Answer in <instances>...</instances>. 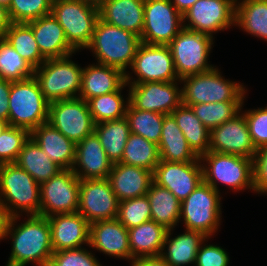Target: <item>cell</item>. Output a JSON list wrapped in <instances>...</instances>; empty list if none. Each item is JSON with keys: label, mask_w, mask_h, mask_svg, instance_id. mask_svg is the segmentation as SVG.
<instances>
[{"label": "cell", "mask_w": 267, "mask_h": 266, "mask_svg": "<svg viewBox=\"0 0 267 266\" xmlns=\"http://www.w3.org/2000/svg\"><path fill=\"white\" fill-rule=\"evenodd\" d=\"M217 68L204 73L186 76L180 79L182 104L185 106L200 103L243 102V85L225 80Z\"/></svg>", "instance_id": "obj_6"}, {"label": "cell", "mask_w": 267, "mask_h": 266, "mask_svg": "<svg viewBox=\"0 0 267 266\" xmlns=\"http://www.w3.org/2000/svg\"><path fill=\"white\" fill-rule=\"evenodd\" d=\"M30 137L61 169H72L75 163L76 143L65 137L48 122L35 128Z\"/></svg>", "instance_id": "obj_26"}, {"label": "cell", "mask_w": 267, "mask_h": 266, "mask_svg": "<svg viewBox=\"0 0 267 266\" xmlns=\"http://www.w3.org/2000/svg\"><path fill=\"white\" fill-rule=\"evenodd\" d=\"M89 245L107 255L134 260L129 246L128 229L117 218L91 223Z\"/></svg>", "instance_id": "obj_22"}, {"label": "cell", "mask_w": 267, "mask_h": 266, "mask_svg": "<svg viewBox=\"0 0 267 266\" xmlns=\"http://www.w3.org/2000/svg\"><path fill=\"white\" fill-rule=\"evenodd\" d=\"M29 138V131L8 126L0 135V164L15 163L19 152Z\"/></svg>", "instance_id": "obj_44"}, {"label": "cell", "mask_w": 267, "mask_h": 266, "mask_svg": "<svg viewBox=\"0 0 267 266\" xmlns=\"http://www.w3.org/2000/svg\"><path fill=\"white\" fill-rule=\"evenodd\" d=\"M167 232L164 226L153 220L128 229L132 258L160 256Z\"/></svg>", "instance_id": "obj_28"}, {"label": "cell", "mask_w": 267, "mask_h": 266, "mask_svg": "<svg viewBox=\"0 0 267 266\" xmlns=\"http://www.w3.org/2000/svg\"><path fill=\"white\" fill-rule=\"evenodd\" d=\"M10 216L8 215L5 208L0 204V239L6 237V229Z\"/></svg>", "instance_id": "obj_52"}, {"label": "cell", "mask_w": 267, "mask_h": 266, "mask_svg": "<svg viewBox=\"0 0 267 266\" xmlns=\"http://www.w3.org/2000/svg\"><path fill=\"white\" fill-rule=\"evenodd\" d=\"M151 209V220L172 230L180 220L181 201L167 188L152 182L146 193Z\"/></svg>", "instance_id": "obj_31"}, {"label": "cell", "mask_w": 267, "mask_h": 266, "mask_svg": "<svg viewBox=\"0 0 267 266\" xmlns=\"http://www.w3.org/2000/svg\"><path fill=\"white\" fill-rule=\"evenodd\" d=\"M200 161L199 158L193 162L160 160L153 171V182L167 188L179 201H183L203 181Z\"/></svg>", "instance_id": "obj_18"}, {"label": "cell", "mask_w": 267, "mask_h": 266, "mask_svg": "<svg viewBox=\"0 0 267 266\" xmlns=\"http://www.w3.org/2000/svg\"><path fill=\"white\" fill-rule=\"evenodd\" d=\"M237 0H197L183 15V28L211 35L235 25Z\"/></svg>", "instance_id": "obj_15"}, {"label": "cell", "mask_w": 267, "mask_h": 266, "mask_svg": "<svg viewBox=\"0 0 267 266\" xmlns=\"http://www.w3.org/2000/svg\"><path fill=\"white\" fill-rule=\"evenodd\" d=\"M112 165L95 132L76 143L72 171L80 180L108 178Z\"/></svg>", "instance_id": "obj_21"}, {"label": "cell", "mask_w": 267, "mask_h": 266, "mask_svg": "<svg viewBox=\"0 0 267 266\" xmlns=\"http://www.w3.org/2000/svg\"><path fill=\"white\" fill-rule=\"evenodd\" d=\"M229 256L227 252L214 245L200 246L197 255L196 262L197 266H228Z\"/></svg>", "instance_id": "obj_48"}, {"label": "cell", "mask_w": 267, "mask_h": 266, "mask_svg": "<svg viewBox=\"0 0 267 266\" xmlns=\"http://www.w3.org/2000/svg\"><path fill=\"white\" fill-rule=\"evenodd\" d=\"M48 266H102L86 249H65L54 252Z\"/></svg>", "instance_id": "obj_45"}, {"label": "cell", "mask_w": 267, "mask_h": 266, "mask_svg": "<svg viewBox=\"0 0 267 266\" xmlns=\"http://www.w3.org/2000/svg\"><path fill=\"white\" fill-rule=\"evenodd\" d=\"M41 184L62 169L56 165L30 137L19 152L15 162Z\"/></svg>", "instance_id": "obj_34"}, {"label": "cell", "mask_w": 267, "mask_h": 266, "mask_svg": "<svg viewBox=\"0 0 267 266\" xmlns=\"http://www.w3.org/2000/svg\"><path fill=\"white\" fill-rule=\"evenodd\" d=\"M199 159L208 163V166L202 164L203 181L216 191H219L216 181L235 190H244L247 187L254 190L252 159L212 151L203 154Z\"/></svg>", "instance_id": "obj_8"}, {"label": "cell", "mask_w": 267, "mask_h": 266, "mask_svg": "<svg viewBox=\"0 0 267 266\" xmlns=\"http://www.w3.org/2000/svg\"><path fill=\"white\" fill-rule=\"evenodd\" d=\"M122 88L123 87L118 91L93 97L87 101L89 111L95 124L125 117L129 103V95L126 102L127 104L124 105L125 101L121 95Z\"/></svg>", "instance_id": "obj_39"}, {"label": "cell", "mask_w": 267, "mask_h": 266, "mask_svg": "<svg viewBox=\"0 0 267 266\" xmlns=\"http://www.w3.org/2000/svg\"><path fill=\"white\" fill-rule=\"evenodd\" d=\"M141 44L139 36L104 22L100 17L95 25L89 46L98 64L117 68L126 74Z\"/></svg>", "instance_id": "obj_2"}, {"label": "cell", "mask_w": 267, "mask_h": 266, "mask_svg": "<svg viewBox=\"0 0 267 266\" xmlns=\"http://www.w3.org/2000/svg\"><path fill=\"white\" fill-rule=\"evenodd\" d=\"M0 192V204L10 217L19 215L17 209L39 215L40 184L16 163L0 164Z\"/></svg>", "instance_id": "obj_4"}, {"label": "cell", "mask_w": 267, "mask_h": 266, "mask_svg": "<svg viewBox=\"0 0 267 266\" xmlns=\"http://www.w3.org/2000/svg\"><path fill=\"white\" fill-rule=\"evenodd\" d=\"M94 132L108 159L113 164L121 162L125 144L131 134L127 119L122 117L95 124Z\"/></svg>", "instance_id": "obj_33"}, {"label": "cell", "mask_w": 267, "mask_h": 266, "mask_svg": "<svg viewBox=\"0 0 267 266\" xmlns=\"http://www.w3.org/2000/svg\"><path fill=\"white\" fill-rule=\"evenodd\" d=\"M243 102H215L190 105L195 115L209 130L233 119L240 113Z\"/></svg>", "instance_id": "obj_41"}, {"label": "cell", "mask_w": 267, "mask_h": 266, "mask_svg": "<svg viewBox=\"0 0 267 266\" xmlns=\"http://www.w3.org/2000/svg\"><path fill=\"white\" fill-rule=\"evenodd\" d=\"M178 12L183 15L197 0H170ZM173 1V2H172Z\"/></svg>", "instance_id": "obj_53"}, {"label": "cell", "mask_w": 267, "mask_h": 266, "mask_svg": "<svg viewBox=\"0 0 267 266\" xmlns=\"http://www.w3.org/2000/svg\"><path fill=\"white\" fill-rule=\"evenodd\" d=\"M49 102L45 99L37 79L33 76L11 82L9 93V126L23 128L30 133L48 122Z\"/></svg>", "instance_id": "obj_3"}, {"label": "cell", "mask_w": 267, "mask_h": 266, "mask_svg": "<svg viewBox=\"0 0 267 266\" xmlns=\"http://www.w3.org/2000/svg\"><path fill=\"white\" fill-rule=\"evenodd\" d=\"M171 115L176 120L189 147L198 156L209 151L210 130L195 115L191 107L181 104Z\"/></svg>", "instance_id": "obj_32"}, {"label": "cell", "mask_w": 267, "mask_h": 266, "mask_svg": "<svg viewBox=\"0 0 267 266\" xmlns=\"http://www.w3.org/2000/svg\"><path fill=\"white\" fill-rule=\"evenodd\" d=\"M19 216L10 217L8 221L6 236L11 235L13 246L6 266H25L31 261L38 266H48L54 253L48 218L30 215L25 223L14 227Z\"/></svg>", "instance_id": "obj_1"}, {"label": "cell", "mask_w": 267, "mask_h": 266, "mask_svg": "<svg viewBox=\"0 0 267 266\" xmlns=\"http://www.w3.org/2000/svg\"><path fill=\"white\" fill-rule=\"evenodd\" d=\"M138 76L132 84L145 82L179 81L168 45H151L141 42L131 67Z\"/></svg>", "instance_id": "obj_17"}, {"label": "cell", "mask_w": 267, "mask_h": 266, "mask_svg": "<svg viewBox=\"0 0 267 266\" xmlns=\"http://www.w3.org/2000/svg\"><path fill=\"white\" fill-rule=\"evenodd\" d=\"M4 39L34 69L38 68L46 60L41 55L31 26L28 23H12L6 31Z\"/></svg>", "instance_id": "obj_36"}, {"label": "cell", "mask_w": 267, "mask_h": 266, "mask_svg": "<svg viewBox=\"0 0 267 266\" xmlns=\"http://www.w3.org/2000/svg\"><path fill=\"white\" fill-rule=\"evenodd\" d=\"M160 162L159 147L144 137L131 133L120 163L154 171Z\"/></svg>", "instance_id": "obj_37"}, {"label": "cell", "mask_w": 267, "mask_h": 266, "mask_svg": "<svg viewBox=\"0 0 267 266\" xmlns=\"http://www.w3.org/2000/svg\"><path fill=\"white\" fill-rule=\"evenodd\" d=\"M80 179L72 169H62L40 184L39 215L78 212Z\"/></svg>", "instance_id": "obj_11"}, {"label": "cell", "mask_w": 267, "mask_h": 266, "mask_svg": "<svg viewBox=\"0 0 267 266\" xmlns=\"http://www.w3.org/2000/svg\"><path fill=\"white\" fill-rule=\"evenodd\" d=\"M41 55L45 59L63 58L75 50L69 45L64 30L52 14L28 22Z\"/></svg>", "instance_id": "obj_24"}, {"label": "cell", "mask_w": 267, "mask_h": 266, "mask_svg": "<svg viewBox=\"0 0 267 266\" xmlns=\"http://www.w3.org/2000/svg\"><path fill=\"white\" fill-rule=\"evenodd\" d=\"M70 57L46 59L34 69V77L49 103L77 98L76 93H80L83 68L69 60Z\"/></svg>", "instance_id": "obj_7"}, {"label": "cell", "mask_w": 267, "mask_h": 266, "mask_svg": "<svg viewBox=\"0 0 267 266\" xmlns=\"http://www.w3.org/2000/svg\"><path fill=\"white\" fill-rule=\"evenodd\" d=\"M99 7L105 0H81Z\"/></svg>", "instance_id": "obj_54"}, {"label": "cell", "mask_w": 267, "mask_h": 266, "mask_svg": "<svg viewBox=\"0 0 267 266\" xmlns=\"http://www.w3.org/2000/svg\"><path fill=\"white\" fill-rule=\"evenodd\" d=\"M158 147L160 160L168 162H193L199 158L189 147L187 140L171 114L164 116Z\"/></svg>", "instance_id": "obj_29"}, {"label": "cell", "mask_w": 267, "mask_h": 266, "mask_svg": "<svg viewBox=\"0 0 267 266\" xmlns=\"http://www.w3.org/2000/svg\"><path fill=\"white\" fill-rule=\"evenodd\" d=\"M128 75L125 74V81L130 85L129 102L136 109L168 115L182 104L181 89L176 81L131 84Z\"/></svg>", "instance_id": "obj_14"}, {"label": "cell", "mask_w": 267, "mask_h": 266, "mask_svg": "<svg viewBox=\"0 0 267 266\" xmlns=\"http://www.w3.org/2000/svg\"><path fill=\"white\" fill-rule=\"evenodd\" d=\"M209 151L253 159L257 149L251 140L244 114H237L210 130Z\"/></svg>", "instance_id": "obj_19"}, {"label": "cell", "mask_w": 267, "mask_h": 266, "mask_svg": "<svg viewBox=\"0 0 267 266\" xmlns=\"http://www.w3.org/2000/svg\"><path fill=\"white\" fill-rule=\"evenodd\" d=\"M170 235L171 230H168L163 244V250L168 245L166 247L167 252L162 251L160 255L169 266H183L195 263L200 246L208 238L201 232L190 230H186L185 233L172 239Z\"/></svg>", "instance_id": "obj_30"}, {"label": "cell", "mask_w": 267, "mask_h": 266, "mask_svg": "<svg viewBox=\"0 0 267 266\" xmlns=\"http://www.w3.org/2000/svg\"><path fill=\"white\" fill-rule=\"evenodd\" d=\"M117 219L127 229L150 221L151 209L147 195L120 201Z\"/></svg>", "instance_id": "obj_42"}, {"label": "cell", "mask_w": 267, "mask_h": 266, "mask_svg": "<svg viewBox=\"0 0 267 266\" xmlns=\"http://www.w3.org/2000/svg\"><path fill=\"white\" fill-rule=\"evenodd\" d=\"M254 190L267 193V144L259 147L252 159Z\"/></svg>", "instance_id": "obj_47"}, {"label": "cell", "mask_w": 267, "mask_h": 266, "mask_svg": "<svg viewBox=\"0 0 267 266\" xmlns=\"http://www.w3.org/2000/svg\"><path fill=\"white\" fill-rule=\"evenodd\" d=\"M127 86L125 74L114 67L107 65H90L83 68L79 98L86 102L96 96L118 91Z\"/></svg>", "instance_id": "obj_27"}, {"label": "cell", "mask_w": 267, "mask_h": 266, "mask_svg": "<svg viewBox=\"0 0 267 266\" xmlns=\"http://www.w3.org/2000/svg\"><path fill=\"white\" fill-rule=\"evenodd\" d=\"M119 201L108 178L80 180L78 213L90 224L116 219Z\"/></svg>", "instance_id": "obj_16"}, {"label": "cell", "mask_w": 267, "mask_h": 266, "mask_svg": "<svg viewBox=\"0 0 267 266\" xmlns=\"http://www.w3.org/2000/svg\"><path fill=\"white\" fill-rule=\"evenodd\" d=\"M53 0H12L8 8L12 23H28L51 14Z\"/></svg>", "instance_id": "obj_43"}, {"label": "cell", "mask_w": 267, "mask_h": 266, "mask_svg": "<svg viewBox=\"0 0 267 266\" xmlns=\"http://www.w3.org/2000/svg\"><path fill=\"white\" fill-rule=\"evenodd\" d=\"M51 227V245L54 252L89 245L90 223L78 212L47 217Z\"/></svg>", "instance_id": "obj_20"}, {"label": "cell", "mask_w": 267, "mask_h": 266, "mask_svg": "<svg viewBox=\"0 0 267 266\" xmlns=\"http://www.w3.org/2000/svg\"><path fill=\"white\" fill-rule=\"evenodd\" d=\"M219 196V191L202 181L181 201L180 219H184L186 230L201 232L208 239L216 232L221 214Z\"/></svg>", "instance_id": "obj_10"}, {"label": "cell", "mask_w": 267, "mask_h": 266, "mask_svg": "<svg viewBox=\"0 0 267 266\" xmlns=\"http://www.w3.org/2000/svg\"><path fill=\"white\" fill-rule=\"evenodd\" d=\"M11 82L0 78V120L8 123Z\"/></svg>", "instance_id": "obj_49"}, {"label": "cell", "mask_w": 267, "mask_h": 266, "mask_svg": "<svg viewBox=\"0 0 267 266\" xmlns=\"http://www.w3.org/2000/svg\"><path fill=\"white\" fill-rule=\"evenodd\" d=\"M9 126V124L7 122H3L0 120V135L2 134V132Z\"/></svg>", "instance_id": "obj_55"}, {"label": "cell", "mask_w": 267, "mask_h": 266, "mask_svg": "<svg viewBox=\"0 0 267 266\" xmlns=\"http://www.w3.org/2000/svg\"><path fill=\"white\" fill-rule=\"evenodd\" d=\"M235 25L254 36L267 40V0L238 2L235 9Z\"/></svg>", "instance_id": "obj_35"}, {"label": "cell", "mask_w": 267, "mask_h": 266, "mask_svg": "<svg viewBox=\"0 0 267 266\" xmlns=\"http://www.w3.org/2000/svg\"><path fill=\"white\" fill-rule=\"evenodd\" d=\"M165 114L136 109L128 103L125 118L128 121L130 132L140 135L159 144Z\"/></svg>", "instance_id": "obj_38"}, {"label": "cell", "mask_w": 267, "mask_h": 266, "mask_svg": "<svg viewBox=\"0 0 267 266\" xmlns=\"http://www.w3.org/2000/svg\"><path fill=\"white\" fill-rule=\"evenodd\" d=\"M132 266H169L160 256L134 259Z\"/></svg>", "instance_id": "obj_50"}, {"label": "cell", "mask_w": 267, "mask_h": 266, "mask_svg": "<svg viewBox=\"0 0 267 266\" xmlns=\"http://www.w3.org/2000/svg\"><path fill=\"white\" fill-rule=\"evenodd\" d=\"M48 123L75 143L92 134L95 127L88 103L79 97L49 103Z\"/></svg>", "instance_id": "obj_13"}, {"label": "cell", "mask_w": 267, "mask_h": 266, "mask_svg": "<svg viewBox=\"0 0 267 266\" xmlns=\"http://www.w3.org/2000/svg\"><path fill=\"white\" fill-rule=\"evenodd\" d=\"M11 24L8 9L0 5V38H4Z\"/></svg>", "instance_id": "obj_51"}, {"label": "cell", "mask_w": 267, "mask_h": 266, "mask_svg": "<svg viewBox=\"0 0 267 266\" xmlns=\"http://www.w3.org/2000/svg\"><path fill=\"white\" fill-rule=\"evenodd\" d=\"M51 14L75 51L89 46L99 19V7L81 0H53Z\"/></svg>", "instance_id": "obj_5"}, {"label": "cell", "mask_w": 267, "mask_h": 266, "mask_svg": "<svg viewBox=\"0 0 267 266\" xmlns=\"http://www.w3.org/2000/svg\"><path fill=\"white\" fill-rule=\"evenodd\" d=\"M108 180L120 202L145 196L153 182V172L119 162L112 165Z\"/></svg>", "instance_id": "obj_23"}, {"label": "cell", "mask_w": 267, "mask_h": 266, "mask_svg": "<svg viewBox=\"0 0 267 266\" xmlns=\"http://www.w3.org/2000/svg\"><path fill=\"white\" fill-rule=\"evenodd\" d=\"M34 76V68L6 41L0 38V78L21 81Z\"/></svg>", "instance_id": "obj_40"}, {"label": "cell", "mask_w": 267, "mask_h": 266, "mask_svg": "<svg viewBox=\"0 0 267 266\" xmlns=\"http://www.w3.org/2000/svg\"><path fill=\"white\" fill-rule=\"evenodd\" d=\"M213 36L183 28L168 44L179 79L204 73L214 66L207 64Z\"/></svg>", "instance_id": "obj_9"}, {"label": "cell", "mask_w": 267, "mask_h": 266, "mask_svg": "<svg viewBox=\"0 0 267 266\" xmlns=\"http://www.w3.org/2000/svg\"><path fill=\"white\" fill-rule=\"evenodd\" d=\"M12 0H0V5L4 6L5 8H9Z\"/></svg>", "instance_id": "obj_56"}, {"label": "cell", "mask_w": 267, "mask_h": 266, "mask_svg": "<svg viewBox=\"0 0 267 266\" xmlns=\"http://www.w3.org/2000/svg\"><path fill=\"white\" fill-rule=\"evenodd\" d=\"M251 140L256 149L267 144V107L244 113Z\"/></svg>", "instance_id": "obj_46"}, {"label": "cell", "mask_w": 267, "mask_h": 266, "mask_svg": "<svg viewBox=\"0 0 267 266\" xmlns=\"http://www.w3.org/2000/svg\"><path fill=\"white\" fill-rule=\"evenodd\" d=\"M145 0H105L99 6V17L141 37L144 25Z\"/></svg>", "instance_id": "obj_25"}, {"label": "cell", "mask_w": 267, "mask_h": 266, "mask_svg": "<svg viewBox=\"0 0 267 266\" xmlns=\"http://www.w3.org/2000/svg\"><path fill=\"white\" fill-rule=\"evenodd\" d=\"M183 17L170 0H145L141 42L168 45L183 29Z\"/></svg>", "instance_id": "obj_12"}]
</instances>
